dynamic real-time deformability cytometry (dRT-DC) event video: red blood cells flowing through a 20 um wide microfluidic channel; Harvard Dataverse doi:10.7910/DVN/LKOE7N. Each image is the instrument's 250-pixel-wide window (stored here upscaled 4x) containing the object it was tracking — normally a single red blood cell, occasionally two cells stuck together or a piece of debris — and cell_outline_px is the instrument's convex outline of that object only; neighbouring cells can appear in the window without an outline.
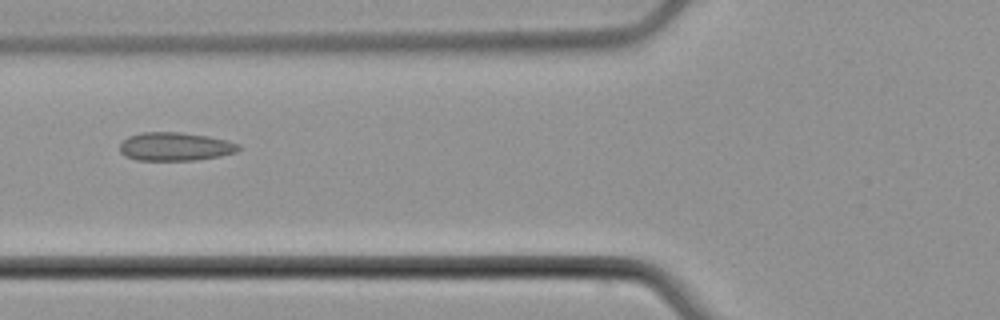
{"species": "common noctule bat (a hibernating species)", "species_latin": "Nyctalus noctula", "temperature_condition": "cold", "stored_images_in_passage": 3, "camera_frame_rate_fps": 3000, "um_per_image_px": 0.085, "animal": {"sex": "male", "body_mass_g": 21.5, "forearm_length_mm": 52.0}, "frame": {"image": 1, "passage_image": 3, "time_ms": 2.333, "image_size_px": [1000, 320], "cell_outline_px": [[240, 148], [236, 152], [220, 156], [196, 160], [136, 160], [124, 156], [120, 152], [120, 144], [128, 136], [140, 132], [180, 132], [208, 136], [228, 140], [240, 144]], "centroid_in_image_um": [14.88, 12.45], "position_along_channel_um": 110.9, "area_um2": 19.83}}